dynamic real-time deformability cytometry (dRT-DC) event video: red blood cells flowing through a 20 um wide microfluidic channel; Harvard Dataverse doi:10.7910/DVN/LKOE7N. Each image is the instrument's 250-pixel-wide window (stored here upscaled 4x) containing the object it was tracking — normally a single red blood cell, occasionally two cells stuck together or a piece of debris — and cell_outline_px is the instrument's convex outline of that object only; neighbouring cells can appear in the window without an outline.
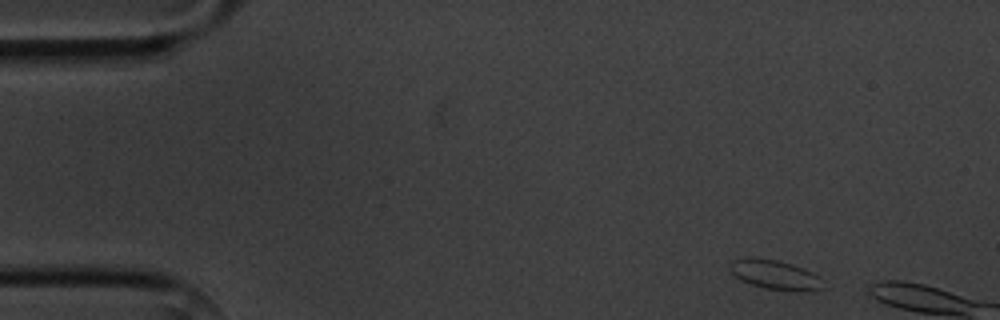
{"species": "common noctule bat (a hibernating species)", "species_latin": "Nyctalus noctula", "temperature_condition": "cold", "stored_images_in_passage": 6, "camera_frame_rate_fps": 3000, "um_per_image_px": 0.085, "animal": {"sex": "male", "body_mass_g": 20.1, "forearm_length_mm": 53.5}, "frame": {"image": 1, "passage_image": 6, "time_ms": 6.333, "image_size_px": [1000, 320], "cell_outline_px": [[824, 288], [812, 292], [796, 292], [764, 288], [740, 280], [728, 268], [732, 260], [752, 256], [756, 256], [776, 260], [792, 264], [804, 268], [820, 276]], "centroid_in_image_um": [65.91, 23.36], "position_along_channel_um": 19.1, "area_um2": 16.42}}